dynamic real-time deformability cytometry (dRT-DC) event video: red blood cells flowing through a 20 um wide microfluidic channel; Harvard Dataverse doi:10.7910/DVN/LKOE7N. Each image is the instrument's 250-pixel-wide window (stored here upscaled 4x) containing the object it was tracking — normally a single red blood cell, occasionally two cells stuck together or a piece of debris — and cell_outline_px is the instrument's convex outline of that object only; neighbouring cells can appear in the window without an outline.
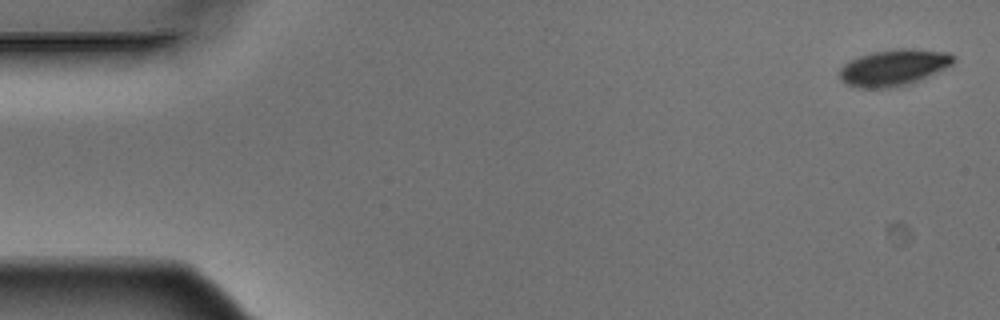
{"species": "Egyptian fruit bat (a non-hibernating species)", "species_latin": "Rousettus aegyptiacus", "temperature_condition": "warm", "stored_images_in_passage": 5, "camera_frame_rate_fps": 3000, "um_per_image_px": 0.085, "animal": {"sex": "male"}, "frame": {"image": 1, "passage_image": 1, "time_ms": 0.0, "image_size_px": [1000, 320], "cell_outline_px": [[956, 60], [952, 64], [936, 72], [908, 84], [892, 88], [856, 88], [844, 84], [840, 80], [840, 68], [848, 60], [872, 52], [900, 48], [912, 48], [948, 52], [956, 56]], "centroid_in_image_um": [75.94, 5.74], "position_along_channel_um": 9.1, "area_um2": 24.28}}
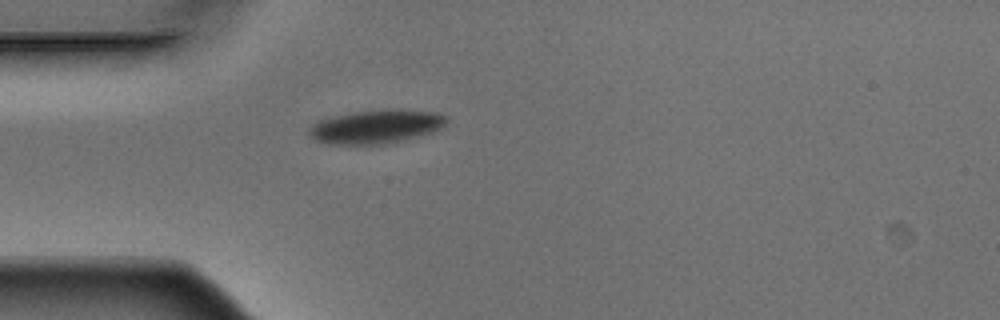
{"frame": {"image": 2, "passage_image": 5, "time_ms": 1.333, "image_size_px": [1000, 320], "cell_outline_px": [[448, 120], [444, 128], [432, 132], [404, 140], [388, 144], [328, 144], [312, 140], [308, 132], [308, 128], [312, 124], [320, 120], [332, 116], [352, 112], [400, 108], [436, 112], [444, 116]], "centroid_in_image_um": [31.97, 10.76], "position_along_channel_um": 53.0, "area_um2": 27.4}}